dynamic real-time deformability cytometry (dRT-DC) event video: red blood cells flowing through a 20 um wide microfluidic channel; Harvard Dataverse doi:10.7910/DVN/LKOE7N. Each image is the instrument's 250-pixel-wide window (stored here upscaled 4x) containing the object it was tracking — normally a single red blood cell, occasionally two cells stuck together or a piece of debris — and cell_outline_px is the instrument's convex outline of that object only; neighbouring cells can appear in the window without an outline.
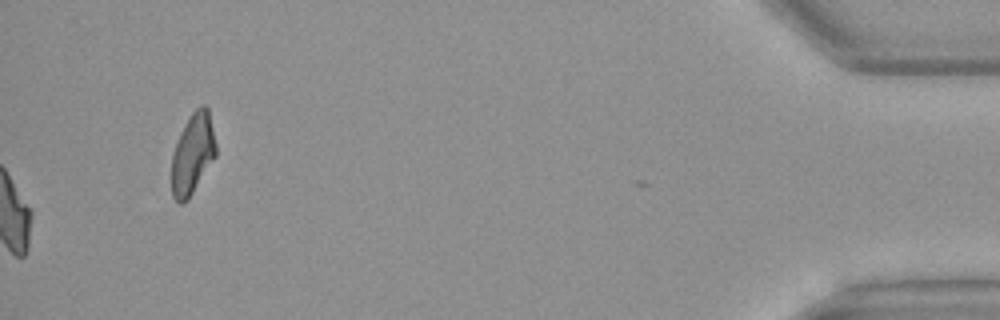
{"species": "Egyptian fruit bat (a non-hibernating species)", "species_latin": "Rousettus aegyptiacus", "temperature_condition": "warm", "stored_images_in_passage": 50, "camera_frame_rate_fps": 3000, "um_per_image_px": 0.085, "animal": {"sex": "female"}, "frame": {"image": 1, "passage_image": 50, "time_ms": 16.333, "image_size_px": [1000, 320], "cell_outline_px": [[216, 156], [188, 200], [184, 204], [180, 204], [172, 196], [172, 156], [180, 132], [184, 124], [192, 112], [200, 104], [204, 104], [208, 108], [216, 144]], "centroid_in_image_um": [16.38, 13.08], "position_along_channel_um": 418.8, "area_um2": 20.87}, "authors_computed_cell_mechanics": {"area_um2": 21.0103, "velocity_mm_per_s": 4.1377, "shape_relaxation_time_tau1_ms": null, "shape_relaxation_time_tau2_ms": 2.346, "deformation_change_tau1": null, "deformation_change_tau2": 0.0783}}